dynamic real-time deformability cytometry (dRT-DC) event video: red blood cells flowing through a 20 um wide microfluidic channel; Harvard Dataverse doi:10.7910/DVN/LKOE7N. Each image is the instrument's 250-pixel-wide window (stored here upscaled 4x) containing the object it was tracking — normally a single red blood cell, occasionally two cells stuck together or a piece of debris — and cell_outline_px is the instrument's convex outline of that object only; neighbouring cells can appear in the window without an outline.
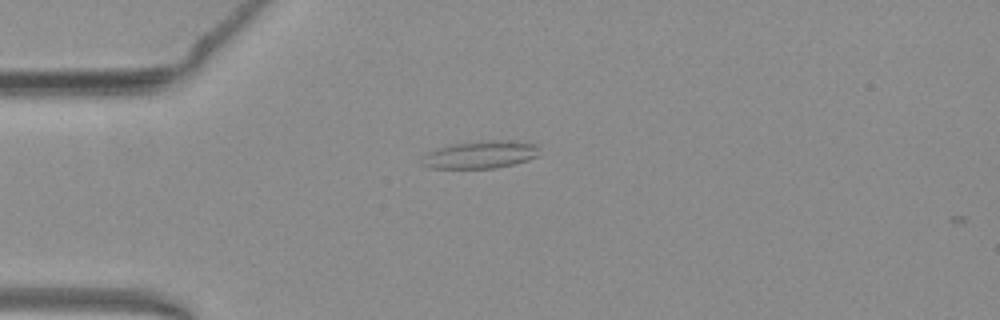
{"species": "common noctule bat (a hibernating species)", "species_latin": "Nyctalus noctula", "temperature_condition": "warm", "stored_images_in_passage": 4, "camera_frame_rate_fps": 3000, "um_per_image_px": 0.085, "animal": {"sex": "female", "body_mass_g": 19.3, "forearm_length_mm": 54.1}, "frame": {"image": 1, "passage_image": 1, "time_ms": 0.0, "image_size_px": [1000, 320], "cell_outline_px": [[536, 156], [528, 160], [496, 168], [428, 168], [420, 164], [424, 156], [428, 152], [452, 144], [488, 140], [512, 140], [536, 144]], "centroid_in_image_um": [40.8, 13.15], "position_along_channel_um": 44.2, "area_um2": 18.61}}